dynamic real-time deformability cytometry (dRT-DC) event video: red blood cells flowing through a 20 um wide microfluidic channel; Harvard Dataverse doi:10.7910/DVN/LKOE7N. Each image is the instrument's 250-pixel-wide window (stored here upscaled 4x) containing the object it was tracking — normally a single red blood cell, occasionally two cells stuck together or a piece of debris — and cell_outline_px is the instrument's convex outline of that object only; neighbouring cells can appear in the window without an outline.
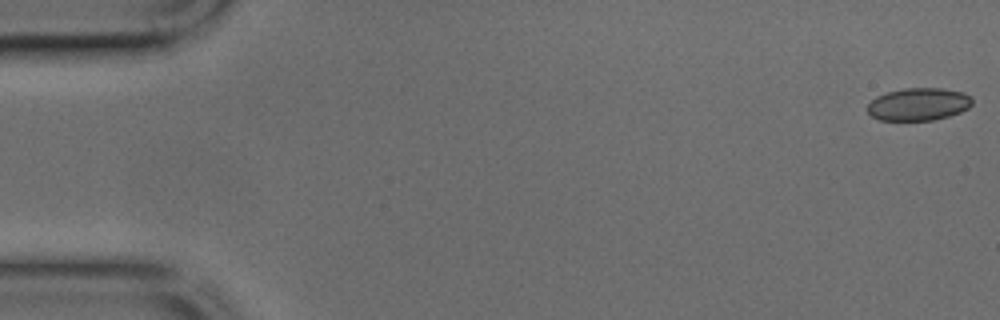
{"species": "common noctule bat (a hibernating species)", "species_latin": "Nyctalus noctula", "temperature_condition": "cold", "stored_images_in_passage": 45, "camera_frame_rate_fps": 3000, "um_per_image_px": 0.085, "animal": {"sex": "male", "body_mass_g": 17.9, "forearm_length_mm": 54.2}, "frame": {"image": 1, "passage_image": 1, "time_ms": 0.0, "image_size_px": [1000, 320], "cell_outline_px": [[972, 104], [968, 108], [960, 112], [948, 116], [932, 120], [880, 120], [872, 116], [868, 112], [868, 104], [876, 96], [888, 92], [904, 88], [944, 88], [964, 92], [972, 96]], "centroid_in_image_um": [78.1, 8.85], "position_along_channel_um": 6.9, "area_um2": 19.94}}
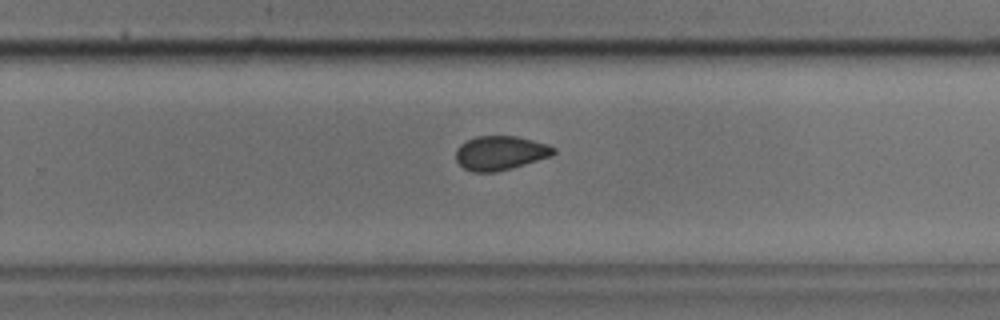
{"frame": {"image": 2, "passage_image": 29, "time_ms": 9.333, "image_size_px": [1000, 320], "cell_outline_px": [[556, 152], [552, 156], [512, 168], [496, 172], [472, 172], [464, 168], [456, 160], [456, 148], [460, 144], [476, 136], [516, 136], [548, 144], [556, 148]], "centroid_in_image_um": [42.54, 13.0], "position_along_channel_um": 287.3, "area_um2": 19.54}}
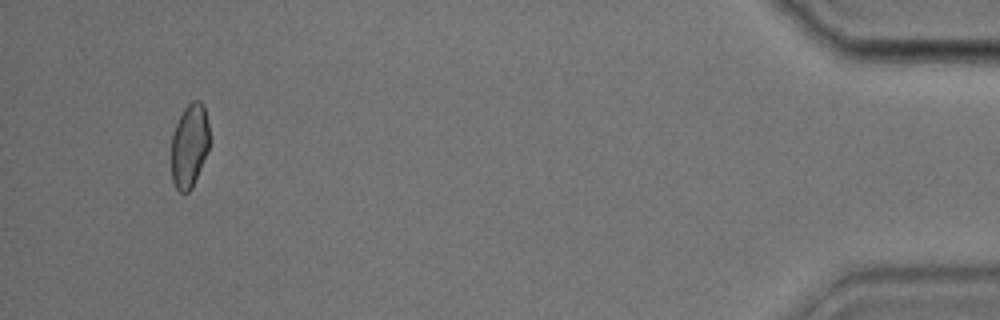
{"frame": {"image": 3, "passage_image": 43, "time_ms": 14.0, "image_size_px": [1000, 320], "cell_outline_px": [[208, 152], [192, 188], [188, 192], [180, 192], [176, 188], [172, 180], [172, 132], [184, 108], [192, 100], [200, 100], [204, 104], [208, 124]], "centroid_in_image_um": [16.1, 12.37], "position_along_channel_um": 419.1, "area_um2": 18.61}}